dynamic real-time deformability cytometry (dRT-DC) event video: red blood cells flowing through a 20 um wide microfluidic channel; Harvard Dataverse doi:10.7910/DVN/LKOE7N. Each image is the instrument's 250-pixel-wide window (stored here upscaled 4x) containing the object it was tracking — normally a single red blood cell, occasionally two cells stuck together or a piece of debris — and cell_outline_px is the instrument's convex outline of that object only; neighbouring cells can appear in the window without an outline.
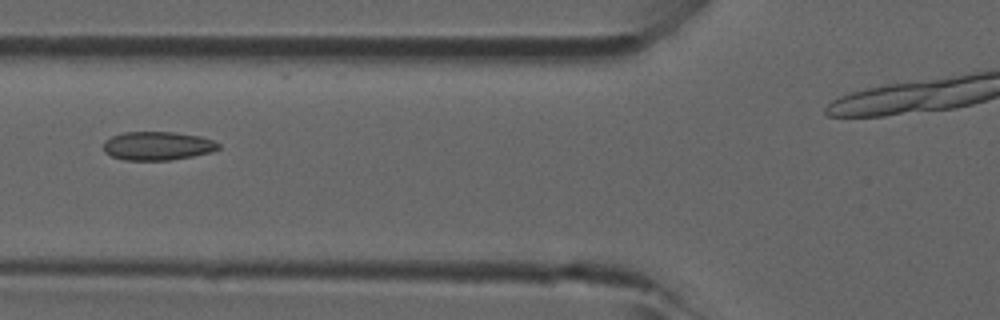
{"species": "common noctule bat (a hibernating species)", "species_latin": "Nyctalus noctula", "temperature_condition": "room temperature", "stored_images_in_passage": 33, "camera_frame_rate_fps": 3000, "um_per_image_px": 0.085, "animal": {"sex": "male", "forearm_length_mm": 52.5}, "frame": {"image": 1, "passage_image": 10, "time_ms": 3.0, "image_size_px": [1000, 320], "cell_outline_px": [[220, 148], [212, 152], [172, 160], [124, 160], [112, 156], [104, 152], [104, 140], [112, 136], [124, 132], [172, 132], [200, 136], [212, 140], [220, 144]], "centroid_in_image_um": [13.39, 12.4], "position_along_channel_um": 112.4, "area_um2": 19.19}}
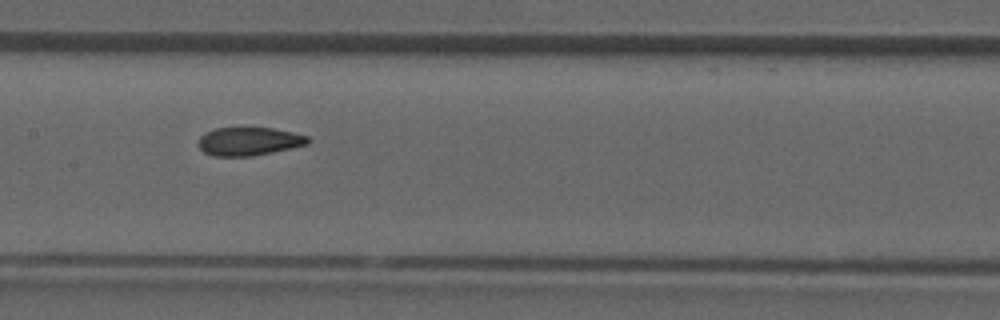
{"frame": {"image": 2, "passage_image": 15, "time_ms": 4.667, "image_size_px": [1000, 320], "cell_outline_px": [[312, 140], [308, 144], [272, 152], [252, 156], [216, 156], [204, 152], [200, 148], [200, 136], [204, 132], [216, 128], [272, 128], [292, 132], [308, 136]], "centroid_in_image_um": [21.18, 12.01], "position_along_channel_um": 186.2, "area_um2": 17.92}}